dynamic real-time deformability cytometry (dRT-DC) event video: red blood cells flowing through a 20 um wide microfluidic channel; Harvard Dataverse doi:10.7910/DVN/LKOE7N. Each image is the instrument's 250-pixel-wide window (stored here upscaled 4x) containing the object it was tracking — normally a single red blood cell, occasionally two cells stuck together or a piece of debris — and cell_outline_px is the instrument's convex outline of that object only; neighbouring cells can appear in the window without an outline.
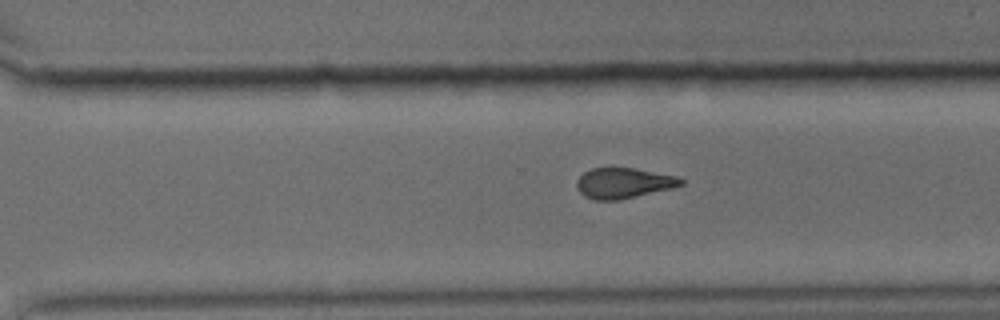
{"species": "common noctule bat (a hibernating species)", "species_latin": "Nyctalus noctula", "temperature_condition": "cold", "stored_images_in_passage": 21, "camera_frame_rate_fps": 3000, "um_per_image_px": 0.085, "animal": {"sex": "male", "body_mass_g": 15.6}, "frame": {"image": 1, "passage_image": 16, "time_ms": 5.0, "image_size_px": [1000, 320], "cell_outline_px": [[684, 184], [672, 188], [636, 196], [616, 200], [592, 200], [584, 196], [576, 188], [576, 180], [584, 172], [592, 168], [636, 168], [676, 176], [684, 180]], "centroid_in_image_um": [52.98, 15.56], "position_along_channel_um": 317.6, "area_um2": 18.5}}